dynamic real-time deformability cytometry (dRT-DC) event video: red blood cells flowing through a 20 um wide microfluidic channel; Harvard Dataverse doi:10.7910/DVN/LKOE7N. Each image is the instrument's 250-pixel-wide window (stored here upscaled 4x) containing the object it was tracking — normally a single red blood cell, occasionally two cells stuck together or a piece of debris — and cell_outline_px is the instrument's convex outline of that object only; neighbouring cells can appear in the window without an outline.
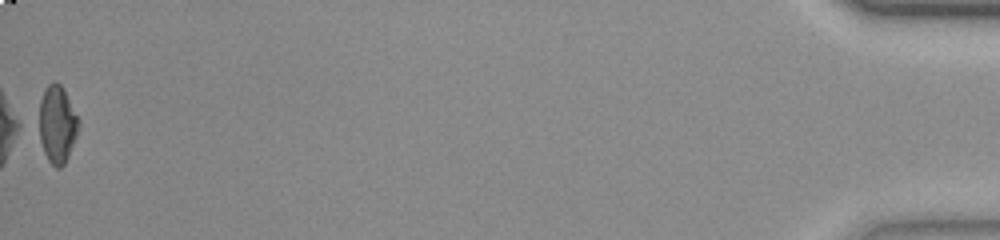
{"species": "common noctule bat (a hibernating species)", "species_latin": "Nyctalus noctula", "temperature_condition": "room temperature", "stored_images_in_passage": 38, "camera_frame_rate_fps": 3000, "um_per_image_px": 0.085, "animal": {"sex": "female", "body_mass_g": 23.0, "forearm_length_mm": 53.4}, "frame": {"image": 1, "passage_image": 38, "time_ms": 12.333, "image_size_px": [1000, 240], "cell_outline_px": [[80, 128], [64, 164], [60, 168], [56, 168], [48, 160], [32, 128], [32, 124], [44, 88], [48, 84], [56, 80], [64, 88], [80, 120]], "centroid_in_image_um": [4.76, 10.53], "position_along_channel_um": 430.4, "area_um2": 19.36}, "authors_computed_cell_mechanics": {"area_um2": 17.8891, "velocity_mm_per_s": 3.8971, "shape_relaxation_time_tau1_ms": 5.1198, "shape_relaxation_time_tau2_ms": 2.3645, "deformation_change_tau1": 0.1787, "deformation_change_tau2": 0.0873}}